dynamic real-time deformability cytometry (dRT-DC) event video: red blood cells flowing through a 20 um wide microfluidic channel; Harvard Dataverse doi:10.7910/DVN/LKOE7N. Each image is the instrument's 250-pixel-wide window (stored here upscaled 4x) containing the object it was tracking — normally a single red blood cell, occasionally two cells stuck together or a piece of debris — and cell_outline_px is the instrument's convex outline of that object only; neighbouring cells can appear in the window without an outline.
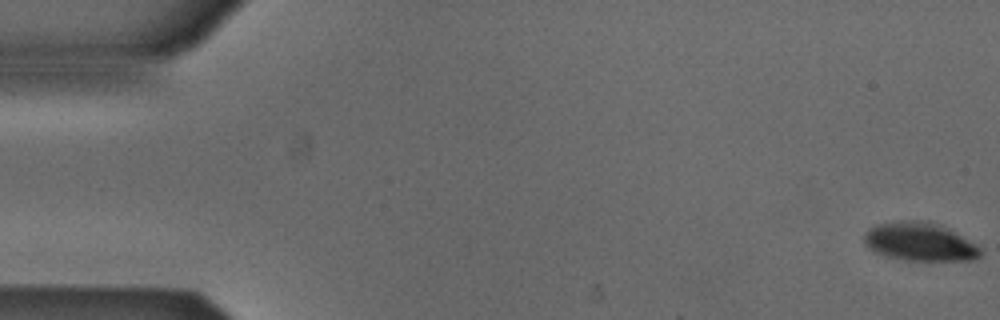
{"species": "Egyptian fruit bat (a non-hibernating species)", "species_latin": "Rousettus aegyptiacus", "temperature_condition": "cold", "stored_images_in_passage": 5, "camera_frame_rate_fps": 3000, "um_per_image_px": 0.085, "animal": {"sex": "male"}, "frame": {"image": 1, "passage_image": 1, "time_ms": 0.0, "image_size_px": [1000, 320], "cell_outline_px": [[984, 252], [976, 260], [908, 260], [888, 256], [876, 252], [868, 248], [864, 244], [864, 232], [868, 228], [876, 224], [900, 220], [928, 220], [976, 244]], "centroid_in_image_um": [78.14, 20.54], "position_along_channel_um": 6.9, "area_um2": 25.89}}
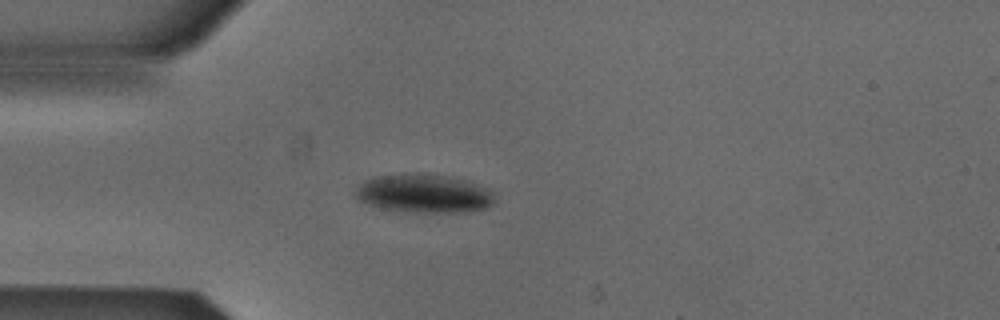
{"frame": {"image": 2, "passage_image": 4, "time_ms": 1.0, "image_size_px": [1000, 320], "cell_outline_px": [[492, 204], [488, 208], [472, 212], [416, 212], [380, 208], [368, 204], [360, 200], [352, 192], [364, 180], [376, 176], [416, 172], [428, 172], [452, 176], [468, 180], [488, 188], [492, 192]], "centroid_in_image_um": [36.05, 16.42], "position_along_channel_um": 49.0, "area_um2": 31.91}}